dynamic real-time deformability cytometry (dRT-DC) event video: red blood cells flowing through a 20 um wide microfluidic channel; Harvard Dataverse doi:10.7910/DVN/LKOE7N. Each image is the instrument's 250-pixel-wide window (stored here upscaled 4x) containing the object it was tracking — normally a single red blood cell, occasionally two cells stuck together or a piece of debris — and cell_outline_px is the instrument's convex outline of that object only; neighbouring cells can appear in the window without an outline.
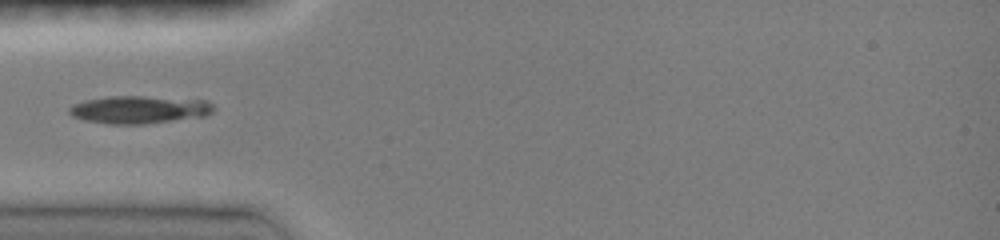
{"species": "common noctule bat (a hibernating species)", "species_latin": "Nyctalus noctula", "temperature_condition": "room temperature", "stored_images_in_passage": 39, "camera_frame_rate_fps": 3000, "um_per_image_px": 0.085, "animal": {"sex": "female", "body_mass_g": 19.0, "forearm_length_mm": 51.5}, "frame": {"image": 1, "passage_image": 1, "time_ms": 0.0, "image_size_px": [1000, 240], "cell_outline_px": [[212, 112], [204, 116], [144, 124], [108, 124], [84, 120], [72, 116], [68, 112], [68, 108], [72, 104], [84, 100], [108, 96], [144, 96], [208, 100], [212, 104]], "centroid_in_image_um": [11.78, 9.31], "position_along_channel_um": 73.2, "area_um2": 23.41}}
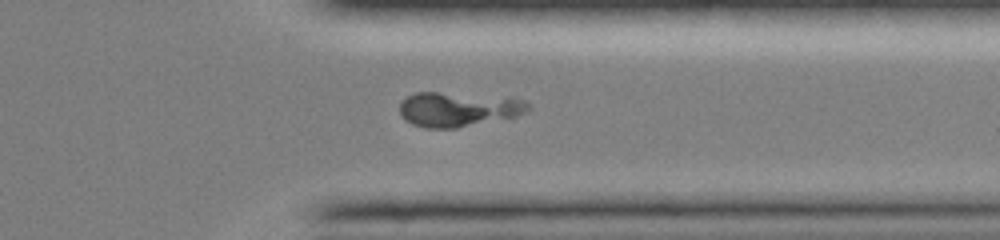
{"frame": {"image": 2, "passage_image": 21, "time_ms": 7.333, "image_size_px": [1000, 240], "cell_outline_px": [[532, 108], [516, 116], [456, 128], [428, 128], [412, 124], [404, 120], [400, 116], [400, 104], [408, 96], [416, 92], [436, 92], [516, 96], [528, 100]], "centroid_in_image_um": [39.03, 9.26], "position_along_channel_um": 372.4, "area_um2": 26.41}}
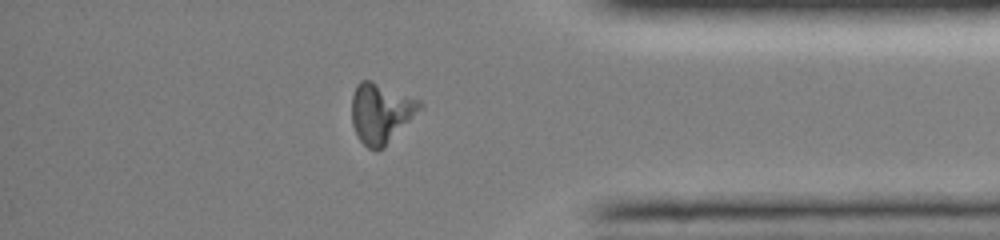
{"frame": {"image": 3, "passage_image": 24, "time_ms": 8.333, "image_size_px": [1000, 240], "cell_outline_px": [[424, 104], [384, 148], [368, 148], [360, 140], [352, 124], [352, 96], [356, 84], [360, 80], [368, 80], [420, 100]], "centroid_in_image_um": [32.34, 9.59], "position_along_channel_um": 402.9, "area_um2": 23.12}}